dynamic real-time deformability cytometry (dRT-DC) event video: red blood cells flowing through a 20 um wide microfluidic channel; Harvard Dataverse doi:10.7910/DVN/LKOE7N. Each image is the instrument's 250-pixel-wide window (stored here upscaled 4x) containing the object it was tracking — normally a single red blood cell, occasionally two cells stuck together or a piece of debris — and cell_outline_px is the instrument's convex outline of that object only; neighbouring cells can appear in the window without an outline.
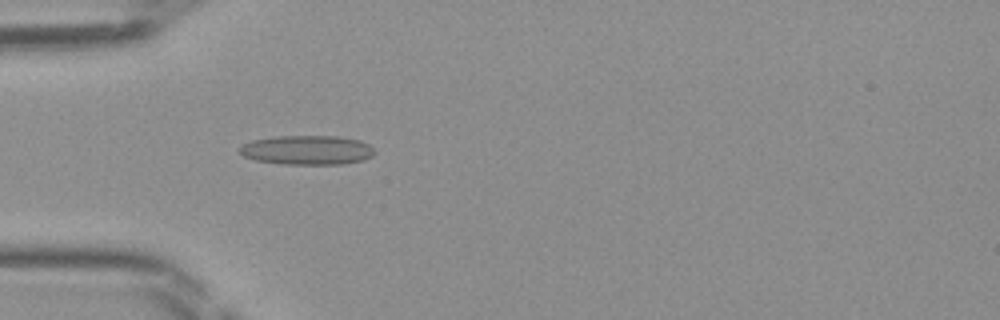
{"species": "Egyptian fruit bat (a non-hibernating species)", "species_latin": "Rousettus aegyptiacus", "temperature_condition": "room temperature", "stored_images_in_passage": 46, "camera_frame_rate_fps": 3000, "um_per_image_px": 0.085, "frame": {"image": 1, "passage_image": 13, "time_ms": 4.0, "image_size_px": [1000, 320], "cell_outline_px": [[376, 152], [372, 156], [364, 160], [340, 164], [284, 164], [256, 160], [244, 156], [240, 152], [240, 148], [244, 144], [252, 140], [276, 136], [340, 136], [360, 140], [368, 144]], "centroid_in_image_um": [26.14, 12.75], "position_along_channel_um": 58.9, "area_um2": 23.0}}
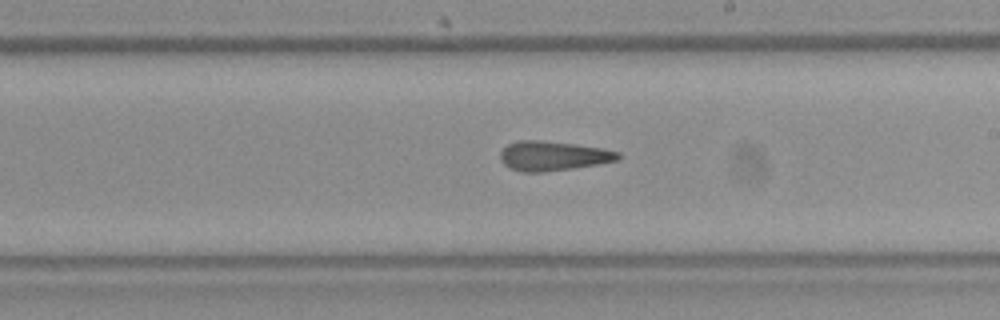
{"frame": {"image": 2, "passage_image": 26, "time_ms": 8.333, "image_size_px": [1000, 320], "cell_outline_px": [[624, 156], [616, 160], [596, 164], [572, 168], [544, 172], [520, 172], [508, 168], [500, 160], [500, 152], [508, 144], [520, 140], [540, 140], [604, 148], [620, 152]], "centroid_in_image_um": [46.99, 13.25], "position_along_channel_um": 242.0, "area_um2": 20.29}}
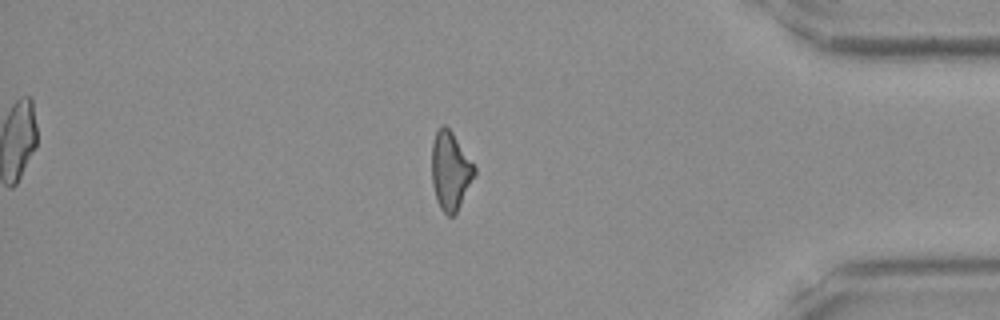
{"frame": {"image": 3, "passage_image": 39, "time_ms": 12.667, "image_size_px": [1000, 320], "cell_outline_px": [[476, 172], [456, 212], [452, 216], [448, 216], [440, 208], [436, 200], [432, 184], [432, 144], [436, 132], [440, 124], [444, 124], [452, 132], [476, 168]], "centroid_in_image_um": [38.26, 14.5], "position_along_channel_um": 396.9, "area_um2": 19.19}}